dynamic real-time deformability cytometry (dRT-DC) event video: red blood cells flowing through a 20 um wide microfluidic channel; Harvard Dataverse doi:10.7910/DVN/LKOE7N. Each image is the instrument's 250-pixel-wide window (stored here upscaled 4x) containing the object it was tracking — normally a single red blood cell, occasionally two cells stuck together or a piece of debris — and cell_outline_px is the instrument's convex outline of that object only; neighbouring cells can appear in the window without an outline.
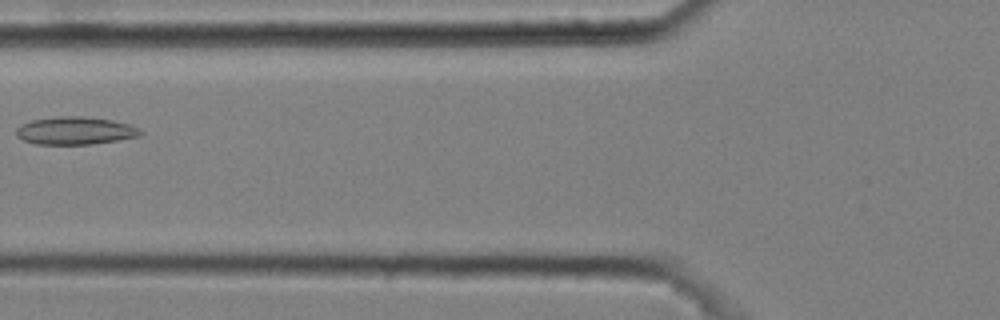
{"species": "common noctule bat (a hibernating species)", "species_latin": "Nyctalus noctula", "temperature_condition": "cold", "stored_images_in_passage": 3, "camera_frame_rate_fps": 3000, "um_per_image_px": 0.085, "animal": {"sex": "male", "body_mass_g": 20.4}, "frame": {"image": 1, "passage_image": 2, "time_ms": 0.333, "image_size_px": [1000, 320], "cell_outline_px": [[144, 132], [140, 136], [92, 144], [36, 144], [24, 140], [16, 136], [16, 128], [32, 120], [56, 116], [84, 116], [112, 120], [128, 124], [140, 128]], "centroid_in_image_um": [6.41, 11.1], "position_along_channel_um": 119.4, "area_um2": 20.06}}
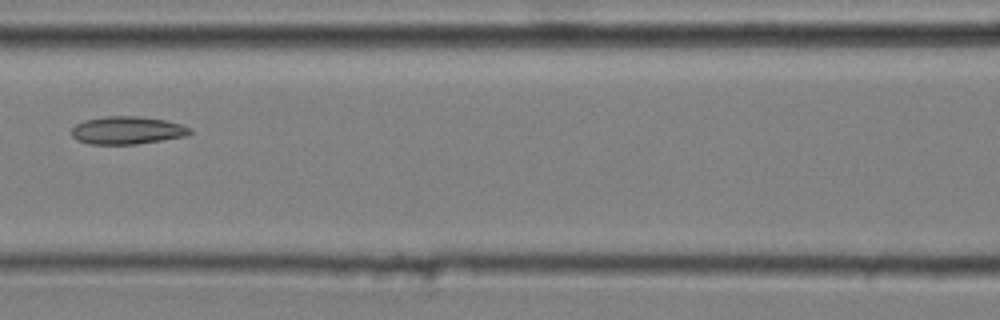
{"frame": {"image": 2, "passage_image": 3, "time_ms": 0.667, "image_size_px": [1000, 320], "cell_outline_px": [[192, 132], [184, 136], [136, 144], [88, 144], [76, 140], [72, 136], [72, 128], [76, 124], [84, 120], [104, 116], [140, 116], [164, 120], [184, 124], [192, 128]], "centroid_in_image_um": [10.8, 11.07], "position_along_channel_um": 155.8, "area_um2": 19.25}}